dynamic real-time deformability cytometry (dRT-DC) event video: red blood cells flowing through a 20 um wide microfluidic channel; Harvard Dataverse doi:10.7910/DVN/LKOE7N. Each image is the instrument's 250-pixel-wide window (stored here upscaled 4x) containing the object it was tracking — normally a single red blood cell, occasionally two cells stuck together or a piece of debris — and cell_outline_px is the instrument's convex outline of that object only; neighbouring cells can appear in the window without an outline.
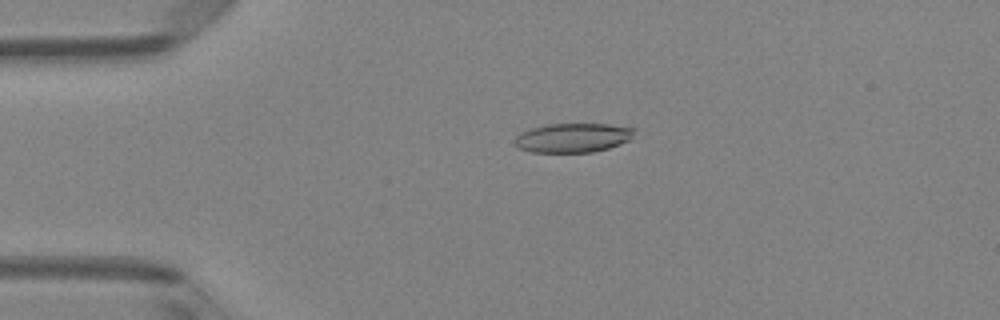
{"species": "Egyptian fruit bat (a non-hibernating species)", "species_latin": "Rousettus aegyptiacus", "temperature_condition": "room temperature", "stored_images_in_passage": 43, "camera_frame_rate_fps": 3000, "um_per_image_px": 0.085, "animal": {"sex": "female"}, "frame": {"image": 1, "passage_image": 4, "time_ms": 1.0, "image_size_px": [1000, 320], "cell_outline_px": [[636, 128], [632, 136], [628, 140], [620, 144], [608, 148], [592, 152], [532, 152], [520, 148], [512, 140], [520, 132], [532, 128], [548, 124], [608, 124]], "centroid_in_image_um": [48.68, 11.7], "position_along_channel_um": 36.3, "area_um2": 20.29}}
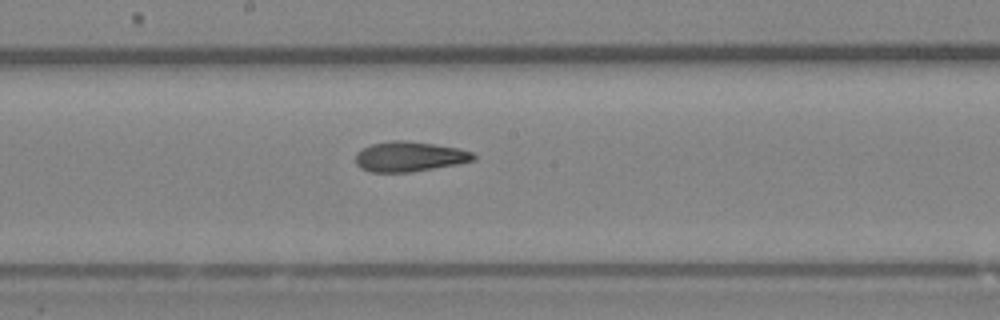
{"frame": {"image": 2, "passage_image": 20, "time_ms": 6.333, "image_size_px": [1000, 320], "cell_outline_px": [[476, 160], [456, 164], [412, 172], [372, 172], [360, 168], [356, 164], [356, 152], [360, 148], [372, 144], [392, 140], [404, 140], [432, 144], [456, 148], [472, 152], [476, 156]], "centroid_in_image_um": [34.76, 13.31], "position_along_channel_um": 213.4, "area_um2": 20.58}}
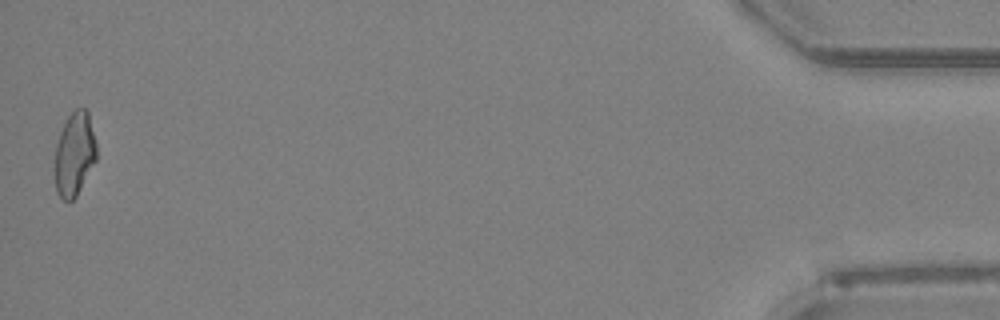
{"frame": {"image": 3, "passage_image": 43, "time_ms": 14.0, "image_size_px": [1000, 320], "cell_outline_px": [[96, 160], [76, 196], [72, 200], [64, 200], [56, 192], [56, 144], [64, 120], [76, 108], [84, 108], [88, 112], [96, 144]], "centroid_in_image_um": [6.33, 13.06], "position_along_channel_um": 428.9, "area_um2": 20.0}, "authors_computed_cell_mechanics": {"area_um2": 20.6924, "velocity_mm_per_s": 4.0184, "shape_relaxation_time_tau1_ms": null, "shape_relaxation_time_tau2_ms": 2.7634, "deformation_change_tau1": null, "deformation_change_tau2": 0.1128}}